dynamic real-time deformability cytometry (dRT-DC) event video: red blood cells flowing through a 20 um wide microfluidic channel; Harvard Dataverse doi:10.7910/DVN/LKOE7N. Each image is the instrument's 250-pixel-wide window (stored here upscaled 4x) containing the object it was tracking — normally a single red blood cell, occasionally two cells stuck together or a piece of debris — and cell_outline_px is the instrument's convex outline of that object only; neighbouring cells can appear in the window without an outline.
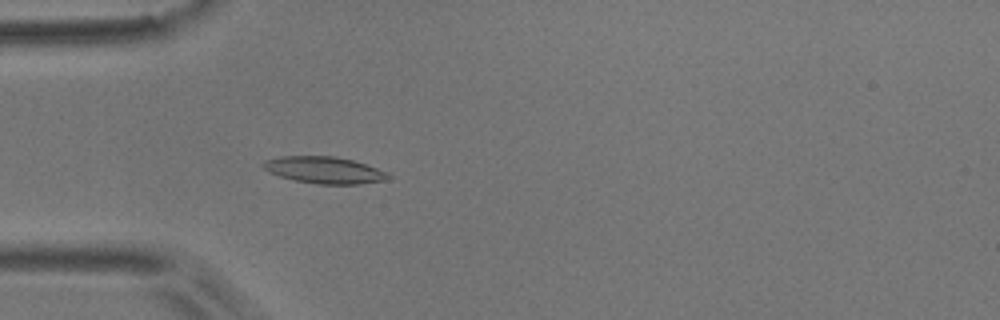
{"species": "common noctule bat (a hibernating species)", "species_latin": "Nyctalus noctula", "temperature_condition": "room temperature", "stored_images_in_passage": 54, "camera_frame_rate_fps": 3000, "um_per_image_px": 0.085, "animal": {"sex": "male", "body_mass_g": 17.9}, "frame": {"image": 1, "passage_image": 16, "time_ms": 5.0, "image_size_px": [1000, 320], "cell_outline_px": [[392, 176], [388, 180], [360, 184], [316, 184], [296, 180], [280, 176], [268, 172], [260, 164], [264, 160], [280, 156], [336, 156], [352, 160], [376, 168]], "centroid_in_image_um": [27.53, 14.45], "position_along_channel_um": 57.5, "area_um2": 19.48}}
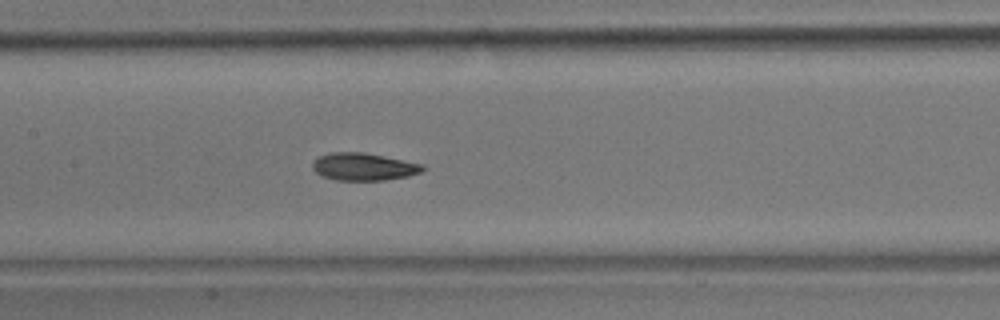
{"frame": {"image": 2, "passage_image": 26, "time_ms": 8.333, "image_size_px": [1000, 320], "cell_outline_px": [[428, 168], [420, 172], [408, 176], [384, 180], [336, 180], [320, 176], [312, 168], [312, 160], [328, 152], [364, 152], [424, 164]], "centroid_in_image_um": [30.9, 14.16], "position_along_channel_um": 176.5, "area_um2": 17.86}}
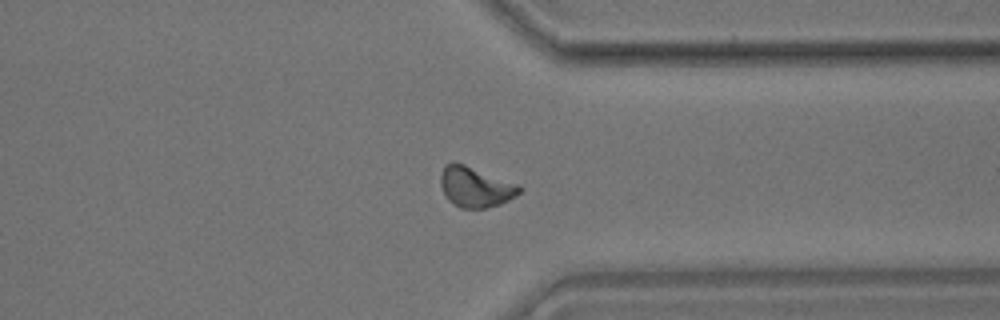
{"frame": {"image": 3, "passage_image": 42, "time_ms": 13.667, "image_size_px": [1000, 320], "cell_outline_px": [[520, 192], [516, 196], [500, 204], [484, 208], [460, 208], [448, 200], [440, 184], [440, 172], [444, 164], [452, 160], [464, 164], [520, 184]], "centroid_in_image_um": [40.38, 15.86], "position_along_channel_um": 371.0, "area_um2": 18.73}, "authors_computed_cell_mechanics": {"area_um2": 17.8602, "velocity_mm_per_s": 3.682, "shape_relaxation_time_tau1_ms": 4.0857, "shape_relaxation_time_tau2_ms": 4.8856, "deformation_change_tau1": 0.131, "deformation_change_tau2": 0.1008}}